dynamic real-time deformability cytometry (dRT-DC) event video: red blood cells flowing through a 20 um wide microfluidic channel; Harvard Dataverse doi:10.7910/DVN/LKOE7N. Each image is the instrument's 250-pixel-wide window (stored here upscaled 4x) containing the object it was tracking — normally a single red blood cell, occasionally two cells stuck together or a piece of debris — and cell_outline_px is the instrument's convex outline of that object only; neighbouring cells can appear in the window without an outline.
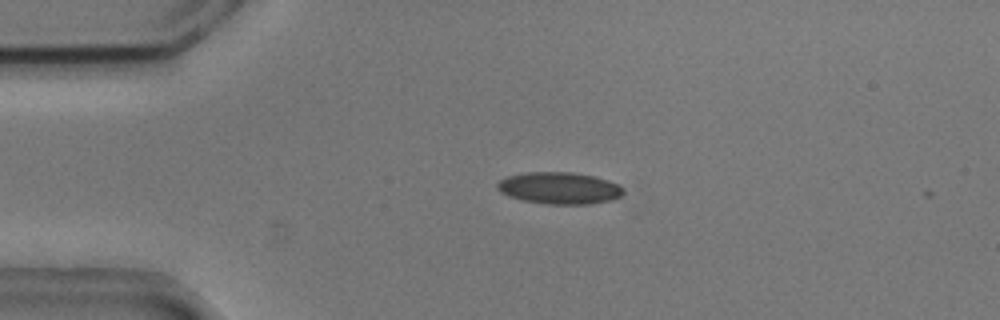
{"species": "common noctule bat (a hibernating species)", "species_latin": "Nyctalus noctula", "temperature_condition": "cold", "stored_images_in_passage": 13, "camera_frame_rate_fps": 3000, "um_per_image_px": 0.085, "animal": {"sex": "male", "body_mass_g": 20.5, "forearm_length_mm": 52.5}, "frame": {"image": 1, "passage_image": 12, "time_ms": 3.667, "image_size_px": [1000, 320], "cell_outline_px": [[624, 192], [620, 196], [612, 200], [588, 204], [548, 204], [524, 200], [508, 196], [500, 192], [496, 188], [496, 184], [500, 180], [508, 176], [524, 172], [572, 172], [596, 176], [608, 180], [624, 188]], "centroid_in_image_um": [47.54, 15.98], "position_along_channel_um": 37.5, "area_um2": 23.47}}